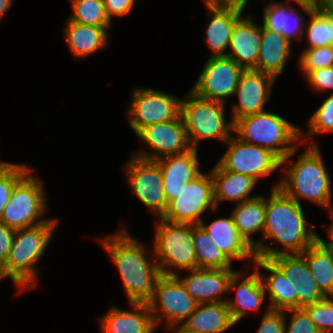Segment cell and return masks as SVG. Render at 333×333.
Wrapping results in <instances>:
<instances>
[{"mask_svg": "<svg viewBox=\"0 0 333 333\" xmlns=\"http://www.w3.org/2000/svg\"><path fill=\"white\" fill-rule=\"evenodd\" d=\"M301 207L279 187L272 188L270 198L266 200L263 238H274L285 247V251L273 249L261 241L257 242L254 248L256 257L269 259L288 254L289 251L292 254H301L317 240L316 233L306 227L309 223Z\"/></svg>", "mask_w": 333, "mask_h": 333, "instance_id": "cell-1", "label": "cell"}, {"mask_svg": "<svg viewBox=\"0 0 333 333\" xmlns=\"http://www.w3.org/2000/svg\"><path fill=\"white\" fill-rule=\"evenodd\" d=\"M102 241L115 262L131 303H147L153 298L161 272L157 263L146 259L144 246L131 238L124 228Z\"/></svg>", "mask_w": 333, "mask_h": 333, "instance_id": "cell-2", "label": "cell"}, {"mask_svg": "<svg viewBox=\"0 0 333 333\" xmlns=\"http://www.w3.org/2000/svg\"><path fill=\"white\" fill-rule=\"evenodd\" d=\"M233 132L246 143L271 150L281 159V164H284L297 149L296 145L287 146V144L299 141L300 137V130L286 119L265 111L237 119L234 122Z\"/></svg>", "mask_w": 333, "mask_h": 333, "instance_id": "cell-3", "label": "cell"}, {"mask_svg": "<svg viewBox=\"0 0 333 333\" xmlns=\"http://www.w3.org/2000/svg\"><path fill=\"white\" fill-rule=\"evenodd\" d=\"M320 154L316 144L310 145L292 168L286 171L287 177L275 187L299 204L300 198H308L321 206L330 207L331 212L330 179Z\"/></svg>", "mask_w": 333, "mask_h": 333, "instance_id": "cell-4", "label": "cell"}, {"mask_svg": "<svg viewBox=\"0 0 333 333\" xmlns=\"http://www.w3.org/2000/svg\"><path fill=\"white\" fill-rule=\"evenodd\" d=\"M57 220L15 230L5 268L13 283L20 287L36 282L35 264L50 242ZM27 284V285H26Z\"/></svg>", "mask_w": 333, "mask_h": 333, "instance_id": "cell-5", "label": "cell"}, {"mask_svg": "<svg viewBox=\"0 0 333 333\" xmlns=\"http://www.w3.org/2000/svg\"><path fill=\"white\" fill-rule=\"evenodd\" d=\"M153 255L163 275H176L165 267L191 271L198 269L194 249V225L171 223L161 218L156 226Z\"/></svg>", "mask_w": 333, "mask_h": 333, "instance_id": "cell-6", "label": "cell"}, {"mask_svg": "<svg viewBox=\"0 0 333 333\" xmlns=\"http://www.w3.org/2000/svg\"><path fill=\"white\" fill-rule=\"evenodd\" d=\"M186 99L181 101L180 115L192 148L197 149L200 139L217 138L226 142L231 137L234 122L225 123V103L201 98L193 92Z\"/></svg>", "mask_w": 333, "mask_h": 333, "instance_id": "cell-7", "label": "cell"}, {"mask_svg": "<svg viewBox=\"0 0 333 333\" xmlns=\"http://www.w3.org/2000/svg\"><path fill=\"white\" fill-rule=\"evenodd\" d=\"M30 173V171L27 172L16 183L0 218V222L14 230L48 221L37 220L45 211L46 198L43 183L31 175L29 176Z\"/></svg>", "mask_w": 333, "mask_h": 333, "instance_id": "cell-8", "label": "cell"}, {"mask_svg": "<svg viewBox=\"0 0 333 333\" xmlns=\"http://www.w3.org/2000/svg\"><path fill=\"white\" fill-rule=\"evenodd\" d=\"M211 206L216 210L214 202L213 179L211 173L207 176L200 173L186 183L178 196L168 203L166 212L161 217L171 223L199 224L202 212Z\"/></svg>", "mask_w": 333, "mask_h": 333, "instance_id": "cell-9", "label": "cell"}, {"mask_svg": "<svg viewBox=\"0 0 333 333\" xmlns=\"http://www.w3.org/2000/svg\"><path fill=\"white\" fill-rule=\"evenodd\" d=\"M197 305L198 303L187 293L177 274H161L156 281L154 296L148 302L155 325L157 326L162 322L161 319L166 318L169 328L185 321ZM159 307L163 315L158 317L154 313L158 312Z\"/></svg>", "mask_w": 333, "mask_h": 333, "instance_id": "cell-10", "label": "cell"}, {"mask_svg": "<svg viewBox=\"0 0 333 333\" xmlns=\"http://www.w3.org/2000/svg\"><path fill=\"white\" fill-rule=\"evenodd\" d=\"M225 143L229 149L218 162L225 170L254 178L268 176L279 168L281 159L271 150L246 143L237 138H229Z\"/></svg>", "mask_w": 333, "mask_h": 333, "instance_id": "cell-11", "label": "cell"}, {"mask_svg": "<svg viewBox=\"0 0 333 333\" xmlns=\"http://www.w3.org/2000/svg\"><path fill=\"white\" fill-rule=\"evenodd\" d=\"M244 69L227 56H210L192 92L197 96L224 103L234 95Z\"/></svg>", "mask_w": 333, "mask_h": 333, "instance_id": "cell-12", "label": "cell"}, {"mask_svg": "<svg viewBox=\"0 0 333 333\" xmlns=\"http://www.w3.org/2000/svg\"><path fill=\"white\" fill-rule=\"evenodd\" d=\"M132 101L129 124L136 134L144 127L177 119L181 113V100L158 90L136 89Z\"/></svg>", "mask_w": 333, "mask_h": 333, "instance_id": "cell-13", "label": "cell"}, {"mask_svg": "<svg viewBox=\"0 0 333 333\" xmlns=\"http://www.w3.org/2000/svg\"><path fill=\"white\" fill-rule=\"evenodd\" d=\"M126 171L137 198L161 218L167 210L168 202L163 190L160 166L155 161L134 157Z\"/></svg>", "mask_w": 333, "mask_h": 333, "instance_id": "cell-14", "label": "cell"}, {"mask_svg": "<svg viewBox=\"0 0 333 333\" xmlns=\"http://www.w3.org/2000/svg\"><path fill=\"white\" fill-rule=\"evenodd\" d=\"M136 135L159 153L150 155L141 152L136 156L145 160L156 161L169 155L187 152L192 148L181 115L174 120L144 127Z\"/></svg>", "mask_w": 333, "mask_h": 333, "instance_id": "cell-15", "label": "cell"}, {"mask_svg": "<svg viewBox=\"0 0 333 333\" xmlns=\"http://www.w3.org/2000/svg\"><path fill=\"white\" fill-rule=\"evenodd\" d=\"M191 274L180 279L187 293L198 304L226 302L220 295L235 288L241 274L225 269H193Z\"/></svg>", "mask_w": 333, "mask_h": 333, "instance_id": "cell-16", "label": "cell"}, {"mask_svg": "<svg viewBox=\"0 0 333 333\" xmlns=\"http://www.w3.org/2000/svg\"><path fill=\"white\" fill-rule=\"evenodd\" d=\"M269 260L295 286L297 290V309L326 298L318 288L317 282L301 254H280L269 258Z\"/></svg>", "mask_w": 333, "mask_h": 333, "instance_id": "cell-17", "label": "cell"}, {"mask_svg": "<svg viewBox=\"0 0 333 333\" xmlns=\"http://www.w3.org/2000/svg\"><path fill=\"white\" fill-rule=\"evenodd\" d=\"M274 80L273 76L255 69L244 70L234 92V95L237 94L239 97V104L233 107L232 121L263 112V106L269 98Z\"/></svg>", "mask_w": 333, "mask_h": 333, "instance_id": "cell-18", "label": "cell"}, {"mask_svg": "<svg viewBox=\"0 0 333 333\" xmlns=\"http://www.w3.org/2000/svg\"><path fill=\"white\" fill-rule=\"evenodd\" d=\"M155 162L161 169L163 190L168 203L178 196L179 191L186 183L201 173L198 169L200 164L196 148H191L181 154L160 158Z\"/></svg>", "mask_w": 333, "mask_h": 333, "instance_id": "cell-19", "label": "cell"}, {"mask_svg": "<svg viewBox=\"0 0 333 333\" xmlns=\"http://www.w3.org/2000/svg\"><path fill=\"white\" fill-rule=\"evenodd\" d=\"M261 44V27L250 18H240L234 25L229 47L232 53L225 56L233 59L244 70H257V59Z\"/></svg>", "mask_w": 333, "mask_h": 333, "instance_id": "cell-20", "label": "cell"}, {"mask_svg": "<svg viewBox=\"0 0 333 333\" xmlns=\"http://www.w3.org/2000/svg\"><path fill=\"white\" fill-rule=\"evenodd\" d=\"M136 312L112 307L101 320L102 333H153L156 325L147 303H131Z\"/></svg>", "mask_w": 333, "mask_h": 333, "instance_id": "cell-21", "label": "cell"}, {"mask_svg": "<svg viewBox=\"0 0 333 333\" xmlns=\"http://www.w3.org/2000/svg\"><path fill=\"white\" fill-rule=\"evenodd\" d=\"M199 224L230 261L244 260L252 255L256 257L254 248L238 232L232 214L229 218L217 219L208 226L202 221Z\"/></svg>", "mask_w": 333, "mask_h": 333, "instance_id": "cell-22", "label": "cell"}, {"mask_svg": "<svg viewBox=\"0 0 333 333\" xmlns=\"http://www.w3.org/2000/svg\"><path fill=\"white\" fill-rule=\"evenodd\" d=\"M291 45L282 34L261 27V44L257 70L276 78L291 55Z\"/></svg>", "mask_w": 333, "mask_h": 333, "instance_id": "cell-23", "label": "cell"}, {"mask_svg": "<svg viewBox=\"0 0 333 333\" xmlns=\"http://www.w3.org/2000/svg\"><path fill=\"white\" fill-rule=\"evenodd\" d=\"M226 302L198 304L181 325L194 333H221L234 325Z\"/></svg>", "mask_w": 333, "mask_h": 333, "instance_id": "cell-24", "label": "cell"}, {"mask_svg": "<svg viewBox=\"0 0 333 333\" xmlns=\"http://www.w3.org/2000/svg\"><path fill=\"white\" fill-rule=\"evenodd\" d=\"M213 17L207 26L206 42L214 54L225 56L235 23L241 18L243 8L236 6H207Z\"/></svg>", "mask_w": 333, "mask_h": 333, "instance_id": "cell-25", "label": "cell"}, {"mask_svg": "<svg viewBox=\"0 0 333 333\" xmlns=\"http://www.w3.org/2000/svg\"><path fill=\"white\" fill-rule=\"evenodd\" d=\"M214 202L217 208L220 200H235L237 204L256 198L249 197L257 181L242 173L225 170L219 163L211 172Z\"/></svg>", "mask_w": 333, "mask_h": 333, "instance_id": "cell-26", "label": "cell"}, {"mask_svg": "<svg viewBox=\"0 0 333 333\" xmlns=\"http://www.w3.org/2000/svg\"><path fill=\"white\" fill-rule=\"evenodd\" d=\"M256 265L270 272L267 279L262 282L269 291L270 309L286 311L297 309V290L293 283L269 260L261 257L253 258Z\"/></svg>", "mask_w": 333, "mask_h": 333, "instance_id": "cell-27", "label": "cell"}, {"mask_svg": "<svg viewBox=\"0 0 333 333\" xmlns=\"http://www.w3.org/2000/svg\"><path fill=\"white\" fill-rule=\"evenodd\" d=\"M65 40L76 57H85L107 46V27H96L68 20Z\"/></svg>", "mask_w": 333, "mask_h": 333, "instance_id": "cell-28", "label": "cell"}, {"mask_svg": "<svg viewBox=\"0 0 333 333\" xmlns=\"http://www.w3.org/2000/svg\"><path fill=\"white\" fill-rule=\"evenodd\" d=\"M235 226L241 236L253 248L257 246V242L250 238V234L262 231L264 232L266 218V199L262 196L243 201L237 204L232 212Z\"/></svg>", "mask_w": 333, "mask_h": 333, "instance_id": "cell-29", "label": "cell"}, {"mask_svg": "<svg viewBox=\"0 0 333 333\" xmlns=\"http://www.w3.org/2000/svg\"><path fill=\"white\" fill-rule=\"evenodd\" d=\"M301 255L321 292L326 297H333V251L326 249L316 240Z\"/></svg>", "mask_w": 333, "mask_h": 333, "instance_id": "cell-30", "label": "cell"}, {"mask_svg": "<svg viewBox=\"0 0 333 333\" xmlns=\"http://www.w3.org/2000/svg\"><path fill=\"white\" fill-rule=\"evenodd\" d=\"M265 288L259 271L247 276L237 287L235 303L226 301L231 317L237 323L249 310H258L265 297Z\"/></svg>", "mask_w": 333, "mask_h": 333, "instance_id": "cell-31", "label": "cell"}, {"mask_svg": "<svg viewBox=\"0 0 333 333\" xmlns=\"http://www.w3.org/2000/svg\"><path fill=\"white\" fill-rule=\"evenodd\" d=\"M194 249L198 268H231V261L213 243V240L200 224L194 225Z\"/></svg>", "mask_w": 333, "mask_h": 333, "instance_id": "cell-32", "label": "cell"}, {"mask_svg": "<svg viewBox=\"0 0 333 333\" xmlns=\"http://www.w3.org/2000/svg\"><path fill=\"white\" fill-rule=\"evenodd\" d=\"M289 11L290 14L288 13ZM264 23L263 27L276 31L282 34L290 43L291 38L294 35H303L302 29V18L293 10L285 8L282 4H268L266 8H264ZM289 15L295 16V25L292 27L289 24Z\"/></svg>", "mask_w": 333, "mask_h": 333, "instance_id": "cell-33", "label": "cell"}, {"mask_svg": "<svg viewBox=\"0 0 333 333\" xmlns=\"http://www.w3.org/2000/svg\"><path fill=\"white\" fill-rule=\"evenodd\" d=\"M312 17L307 27L308 48H319L333 45V12L328 10H312Z\"/></svg>", "mask_w": 333, "mask_h": 333, "instance_id": "cell-34", "label": "cell"}, {"mask_svg": "<svg viewBox=\"0 0 333 333\" xmlns=\"http://www.w3.org/2000/svg\"><path fill=\"white\" fill-rule=\"evenodd\" d=\"M73 14L69 20L96 27H110L103 0H71Z\"/></svg>", "mask_w": 333, "mask_h": 333, "instance_id": "cell-35", "label": "cell"}, {"mask_svg": "<svg viewBox=\"0 0 333 333\" xmlns=\"http://www.w3.org/2000/svg\"><path fill=\"white\" fill-rule=\"evenodd\" d=\"M29 171L25 166L7 162L0 168V218L16 183Z\"/></svg>", "mask_w": 333, "mask_h": 333, "instance_id": "cell-36", "label": "cell"}, {"mask_svg": "<svg viewBox=\"0 0 333 333\" xmlns=\"http://www.w3.org/2000/svg\"><path fill=\"white\" fill-rule=\"evenodd\" d=\"M321 333L333 332V297L303 307Z\"/></svg>", "mask_w": 333, "mask_h": 333, "instance_id": "cell-37", "label": "cell"}, {"mask_svg": "<svg viewBox=\"0 0 333 333\" xmlns=\"http://www.w3.org/2000/svg\"><path fill=\"white\" fill-rule=\"evenodd\" d=\"M299 65L306 76L316 69L333 66V45L307 48L300 57Z\"/></svg>", "mask_w": 333, "mask_h": 333, "instance_id": "cell-38", "label": "cell"}, {"mask_svg": "<svg viewBox=\"0 0 333 333\" xmlns=\"http://www.w3.org/2000/svg\"><path fill=\"white\" fill-rule=\"evenodd\" d=\"M309 123L310 135L318 132H333V94L317 109Z\"/></svg>", "mask_w": 333, "mask_h": 333, "instance_id": "cell-39", "label": "cell"}, {"mask_svg": "<svg viewBox=\"0 0 333 333\" xmlns=\"http://www.w3.org/2000/svg\"><path fill=\"white\" fill-rule=\"evenodd\" d=\"M286 311H290L293 317L287 330L285 327V333H321L303 308Z\"/></svg>", "mask_w": 333, "mask_h": 333, "instance_id": "cell-40", "label": "cell"}, {"mask_svg": "<svg viewBox=\"0 0 333 333\" xmlns=\"http://www.w3.org/2000/svg\"><path fill=\"white\" fill-rule=\"evenodd\" d=\"M283 311L267 309L257 333H285L286 321Z\"/></svg>", "mask_w": 333, "mask_h": 333, "instance_id": "cell-41", "label": "cell"}, {"mask_svg": "<svg viewBox=\"0 0 333 333\" xmlns=\"http://www.w3.org/2000/svg\"><path fill=\"white\" fill-rule=\"evenodd\" d=\"M309 83L315 89L327 90L333 88V66L319 68L310 72L307 76Z\"/></svg>", "mask_w": 333, "mask_h": 333, "instance_id": "cell-42", "label": "cell"}, {"mask_svg": "<svg viewBox=\"0 0 333 333\" xmlns=\"http://www.w3.org/2000/svg\"><path fill=\"white\" fill-rule=\"evenodd\" d=\"M107 17L111 21V16H123L132 10L135 0H103Z\"/></svg>", "mask_w": 333, "mask_h": 333, "instance_id": "cell-43", "label": "cell"}, {"mask_svg": "<svg viewBox=\"0 0 333 333\" xmlns=\"http://www.w3.org/2000/svg\"><path fill=\"white\" fill-rule=\"evenodd\" d=\"M15 230L0 222V259L4 262L8 259Z\"/></svg>", "mask_w": 333, "mask_h": 333, "instance_id": "cell-44", "label": "cell"}, {"mask_svg": "<svg viewBox=\"0 0 333 333\" xmlns=\"http://www.w3.org/2000/svg\"><path fill=\"white\" fill-rule=\"evenodd\" d=\"M297 3L309 14L312 10H327L332 0H299Z\"/></svg>", "mask_w": 333, "mask_h": 333, "instance_id": "cell-45", "label": "cell"}, {"mask_svg": "<svg viewBox=\"0 0 333 333\" xmlns=\"http://www.w3.org/2000/svg\"><path fill=\"white\" fill-rule=\"evenodd\" d=\"M248 0H205L206 6H236L243 8Z\"/></svg>", "mask_w": 333, "mask_h": 333, "instance_id": "cell-46", "label": "cell"}, {"mask_svg": "<svg viewBox=\"0 0 333 333\" xmlns=\"http://www.w3.org/2000/svg\"><path fill=\"white\" fill-rule=\"evenodd\" d=\"M329 236L332 238V241L330 242H324L318 235H317V241L326 249L333 251V223L329 229Z\"/></svg>", "mask_w": 333, "mask_h": 333, "instance_id": "cell-47", "label": "cell"}, {"mask_svg": "<svg viewBox=\"0 0 333 333\" xmlns=\"http://www.w3.org/2000/svg\"><path fill=\"white\" fill-rule=\"evenodd\" d=\"M12 4V0H0V19L3 16V13H5Z\"/></svg>", "mask_w": 333, "mask_h": 333, "instance_id": "cell-48", "label": "cell"}, {"mask_svg": "<svg viewBox=\"0 0 333 333\" xmlns=\"http://www.w3.org/2000/svg\"><path fill=\"white\" fill-rule=\"evenodd\" d=\"M10 277L5 268V262L0 259V279Z\"/></svg>", "mask_w": 333, "mask_h": 333, "instance_id": "cell-49", "label": "cell"}, {"mask_svg": "<svg viewBox=\"0 0 333 333\" xmlns=\"http://www.w3.org/2000/svg\"><path fill=\"white\" fill-rule=\"evenodd\" d=\"M177 331L174 332V333H194V332H191V331H188L187 329H185L184 327H182L181 325L178 326V328H176Z\"/></svg>", "mask_w": 333, "mask_h": 333, "instance_id": "cell-50", "label": "cell"}, {"mask_svg": "<svg viewBox=\"0 0 333 333\" xmlns=\"http://www.w3.org/2000/svg\"><path fill=\"white\" fill-rule=\"evenodd\" d=\"M327 10L333 12V0H332V5Z\"/></svg>", "mask_w": 333, "mask_h": 333, "instance_id": "cell-51", "label": "cell"}, {"mask_svg": "<svg viewBox=\"0 0 333 333\" xmlns=\"http://www.w3.org/2000/svg\"><path fill=\"white\" fill-rule=\"evenodd\" d=\"M4 164H5L4 162H0V168H1Z\"/></svg>", "mask_w": 333, "mask_h": 333, "instance_id": "cell-52", "label": "cell"}]
</instances>
